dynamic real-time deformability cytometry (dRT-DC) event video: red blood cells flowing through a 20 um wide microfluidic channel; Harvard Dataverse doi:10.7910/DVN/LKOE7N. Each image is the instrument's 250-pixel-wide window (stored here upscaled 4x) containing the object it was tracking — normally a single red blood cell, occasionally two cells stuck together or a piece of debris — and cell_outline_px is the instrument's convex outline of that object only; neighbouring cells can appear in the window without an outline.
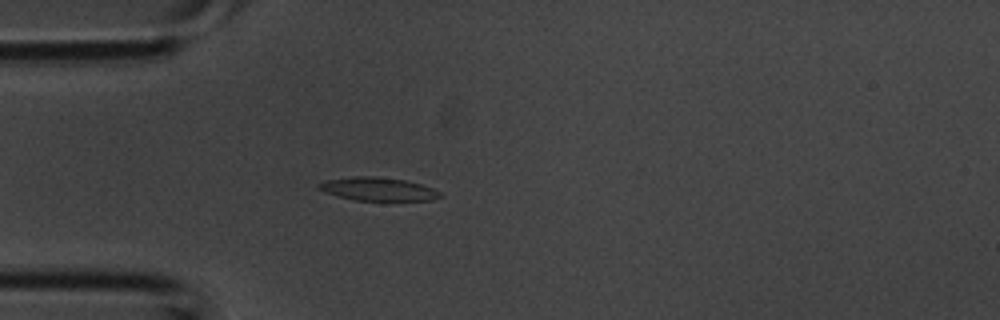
{"species": "common noctule bat (a hibernating species)", "species_latin": "Nyctalus noctula", "temperature_condition": "room temperature", "stored_images_in_passage": 35, "camera_frame_rate_fps": 3000, "um_per_image_px": 0.085, "animal": {"sex": "male", "body_mass_g": 20.1, "forearm_length_mm": 53.5}, "frame": {"image": 1, "passage_image": 8, "time_ms": 2.333, "image_size_px": [1000, 320], "cell_outline_px": [[444, 196], [432, 200], [356, 200], [336, 196], [316, 188], [316, 184], [324, 180], [356, 176], [376, 176], [404, 180], [420, 184], [432, 188], [440, 192]], "centroid_in_image_um": [32.09, 16.06], "position_along_channel_um": 52.9, "area_um2": 16.47}}
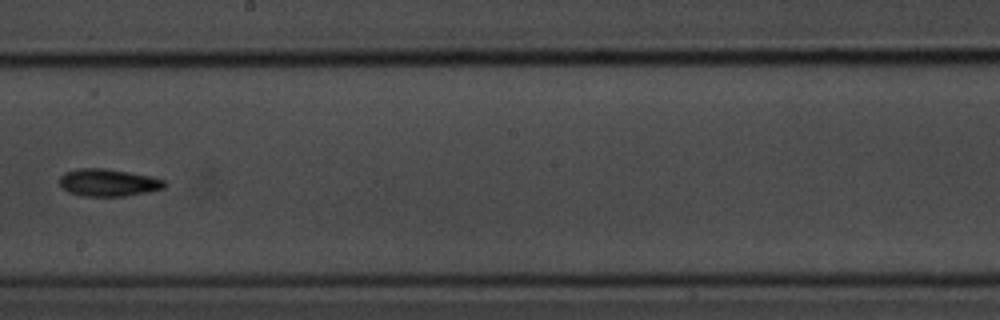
{"frame": {"image": 2, "passage_image": 19, "time_ms": 6.0, "image_size_px": [1000, 320], "cell_outline_px": [[168, 184], [164, 188], [124, 196], [84, 196], [68, 192], [60, 184], [60, 176], [64, 172], [80, 168], [104, 168], [152, 176], [164, 180]], "centroid_in_image_um": [9.2, 15.51], "position_along_channel_um": 239.0, "area_um2": 16.65}}
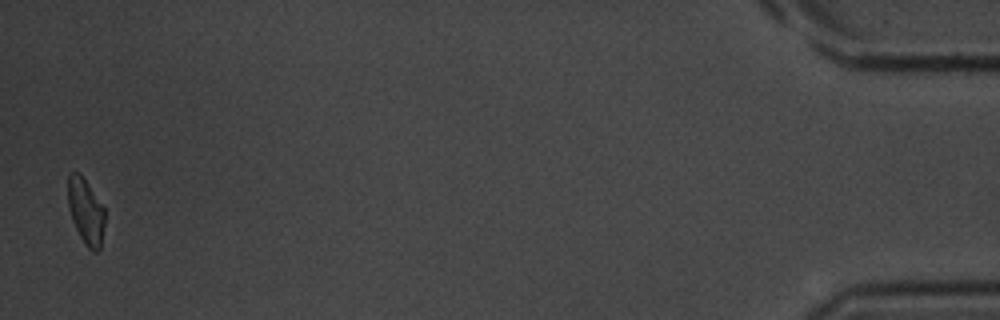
{"frame": {"image": 3, "passage_image": 35, "time_ms": 11.333, "image_size_px": [1000, 320], "cell_outline_px": [[104, 224], [100, 248], [96, 252], [92, 252], [84, 244], [72, 220], [68, 208], [68, 176], [72, 172], [80, 172], [104, 208]], "centroid_in_image_um": [7.28, 17.97], "position_along_channel_um": 427.9, "area_um2": 14.05}}